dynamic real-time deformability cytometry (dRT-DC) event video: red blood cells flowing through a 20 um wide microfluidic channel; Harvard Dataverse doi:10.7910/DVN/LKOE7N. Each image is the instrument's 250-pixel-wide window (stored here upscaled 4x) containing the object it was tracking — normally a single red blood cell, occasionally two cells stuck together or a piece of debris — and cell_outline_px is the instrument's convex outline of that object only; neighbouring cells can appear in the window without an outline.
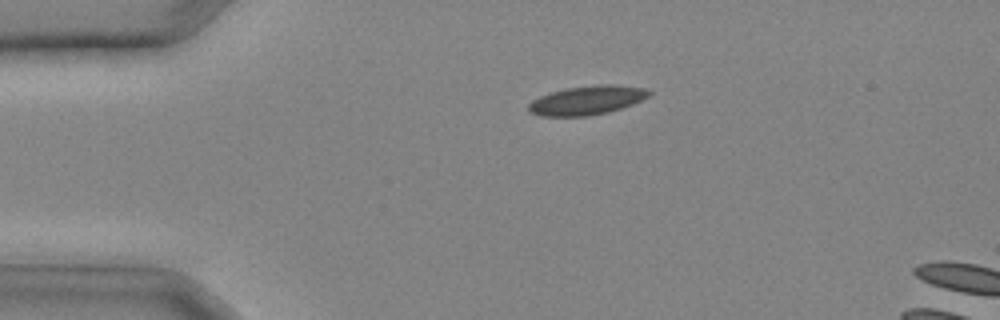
{"species": "common noctule bat (a hibernating species)", "species_latin": "Nyctalus noctula", "temperature_condition": "cold", "stored_images_in_passage": 9, "camera_frame_rate_fps": 3000, "um_per_image_px": 0.085, "animal": {"sex": "male", "body_mass_g": 20.4}, "frame": {"image": 1, "passage_image": 7, "time_ms": 2.0, "image_size_px": [1000, 320], "cell_outline_px": [[652, 92], [648, 96], [632, 104], [608, 112], [588, 116], [540, 116], [528, 112], [528, 104], [532, 100], [540, 96], [552, 92], [568, 88], [596, 84], [612, 84], [644, 88]], "centroid_in_image_um": [49.86, 8.52], "position_along_channel_um": 35.1, "area_um2": 20.23}}